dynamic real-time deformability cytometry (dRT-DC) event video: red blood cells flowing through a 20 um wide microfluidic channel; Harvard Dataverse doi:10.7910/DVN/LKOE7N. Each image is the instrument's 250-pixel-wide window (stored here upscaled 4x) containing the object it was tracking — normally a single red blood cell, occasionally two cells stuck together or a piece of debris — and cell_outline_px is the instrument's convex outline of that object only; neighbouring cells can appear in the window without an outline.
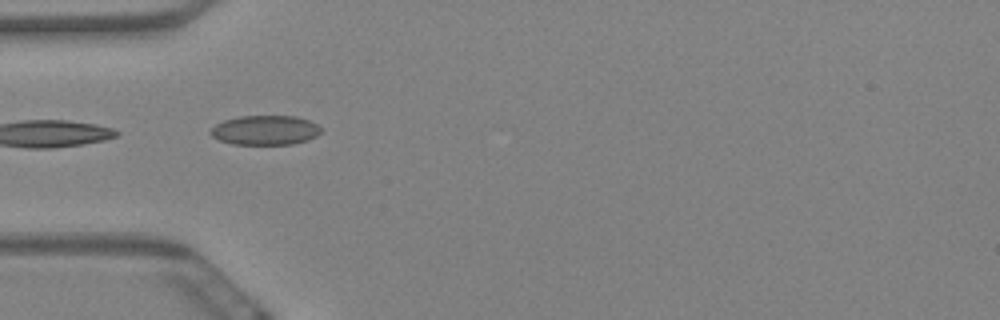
{"species": "Egyptian fruit bat (a non-hibernating species)", "species_latin": "Rousettus aegyptiacus", "temperature_condition": "warm", "stored_images_in_passage": 17, "camera_frame_rate_fps": 3000, "um_per_image_px": 0.085, "animal": {"sex": "female"}, "frame": {"image": 1, "passage_image": 1, "time_ms": 0.0, "image_size_px": [1000, 320], "cell_outline_px": [[320, 132], [316, 136], [308, 140], [292, 144], [232, 144], [220, 140], [212, 136], [208, 132], [216, 124], [224, 120], [240, 116], [296, 116], [308, 120], [316, 124], [320, 128]], "centroid_in_image_um": [22.52, 11.06], "position_along_channel_um": 62.5, "area_um2": 18.9}}